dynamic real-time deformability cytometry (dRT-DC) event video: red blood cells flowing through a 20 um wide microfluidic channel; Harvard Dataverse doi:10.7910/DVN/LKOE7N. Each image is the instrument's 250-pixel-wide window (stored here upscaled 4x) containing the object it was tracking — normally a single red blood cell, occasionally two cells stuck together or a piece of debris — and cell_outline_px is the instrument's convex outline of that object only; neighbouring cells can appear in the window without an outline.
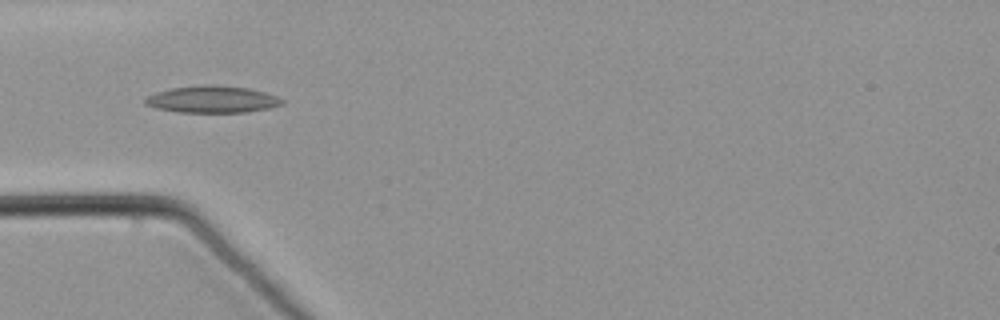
{"species": "common noctule bat (a hibernating species)", "species_latin": "Nyctalus noctula", "temperature_condition": "warm", "stored_images_in_passage": 28, "camera_frame_rate_fps": 3000, "um_per_image_px": 0.085, "animal": {"sex": "male", "body_mass_g": 21.5, "forearm_length_mm": 52.0}, "frame": {"image": 1, "passage_image": 5, "time_ms": 1.333, "image_size_px": [1000, 320], "cell_outline_px": [[284, 104], [268, 108], [244, 112], [180, 112], [156, 108], [144, 104], [144, 100], [148, 96], [156, 92], [172, 88], [200, 84], [212, 84], [248, 88], [264, 92], [276, 96], [284, 100]], "centroid_in_image_um": [18.03, 8.43], "position_along_channel_um": 67.0, "area_um2": 21.44}}
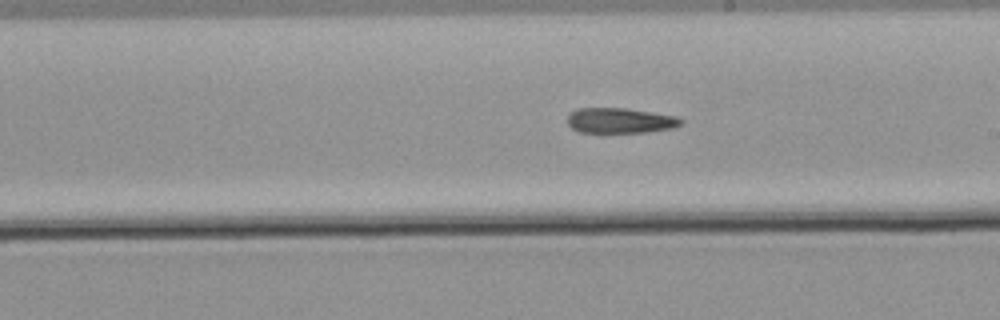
{"frame": {"image": 2, "passage_image": 16, "time_ms": 5.0, "image_size_px": [1000, 320], "cell_outline_px": [[684, 124], [672, 128], [644, 132], [580, 132], [572, 128], [568, 124], [568, 116], [576, 108], [624, 108], [652, 112], [676, 116], [684, 120]], "centroid_in_image_um": [52.74, 10.24], "position_along_channel_um": 236.3, "area_um2": 16.65}}
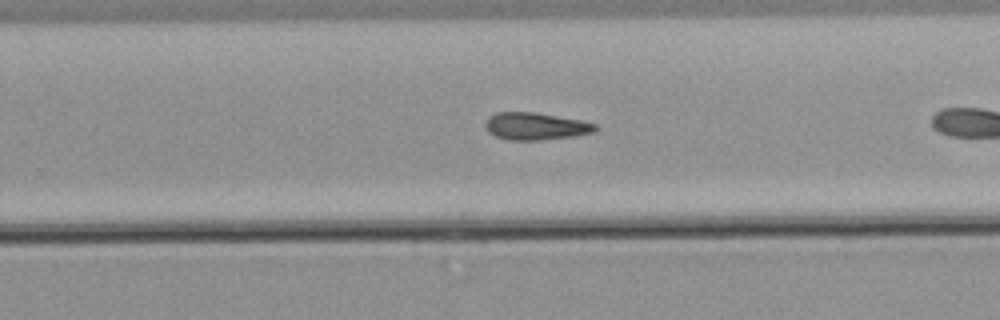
{"frame": {"image": 3, "passage_image": 20, "time_ms": 6.333, "image_size_px": [1000, 320], "cell_outline_px": [[596, 132], [576, 136], [540, 140], [508, 140], [496, 136], [488, 132], [484, 124], [488, 116], [496, 112], [536, 112], [580, 120], [596, 124]], "centroid_in_image_um": [45.51, 10.73], "position_along_channel_um": 284.3, "area_um2": 17.63}}